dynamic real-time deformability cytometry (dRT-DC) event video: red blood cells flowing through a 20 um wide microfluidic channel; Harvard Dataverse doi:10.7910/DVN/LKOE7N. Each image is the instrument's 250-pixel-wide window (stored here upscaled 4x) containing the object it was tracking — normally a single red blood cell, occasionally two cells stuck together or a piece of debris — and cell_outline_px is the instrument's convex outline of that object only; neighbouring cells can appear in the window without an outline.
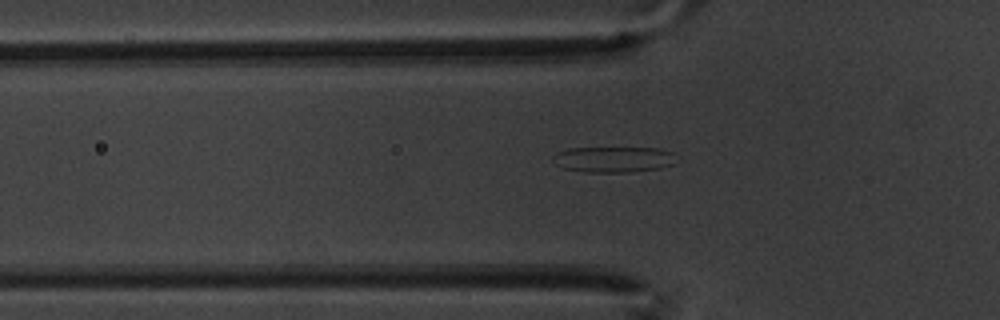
{"species": "common noctule bat (a hibernating species)", "species_latin": "Nyctalus noctula", "temperature_condition": "warm", "stored_images_in_passage": 54, "camera_frame_rate_fps": 3000, "um_per_image_px": 0.085, "animal": {"sex": "male", "body_mass_g": 20.1, "forearm_length_mm": 53.5}, "frame": {"image": 1, "passage_image": 20, "time_ms": 6.333, "image_size_px": [1000, 320], "cell_outline_px": [[676, 164], [660, 168], [632, 172], [584, 172], [564, 168], [556, 164], [552, 160], [552, 156], [556, 152], [568, 148], [656, 148], [676, 152]], "centroid_in_image_um": [52.19, 13.55], "position_along_channel_um": 73.6, "area_um2": 18.84}}
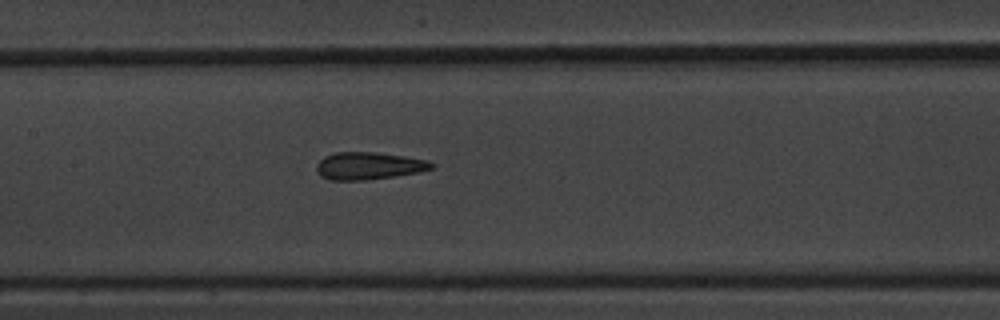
{"frame": {"image": 2, "passage_image": 29, "time_ms": 9.333, "image_size_px": [1000, 320], "cell_outline_px": [[436, 164], [432, 168], [420, 172], [396, 176], [364, 180], [328, 180], [320, 176], [316, 172], [316, 164], [324, 156], [336, 152], [376, 152], [404, 156], [428, 160]], "centroid_in_image_um": [31.33, 14.1], "position_along_channel_um": 176.1, "area_um2": 18.55}}
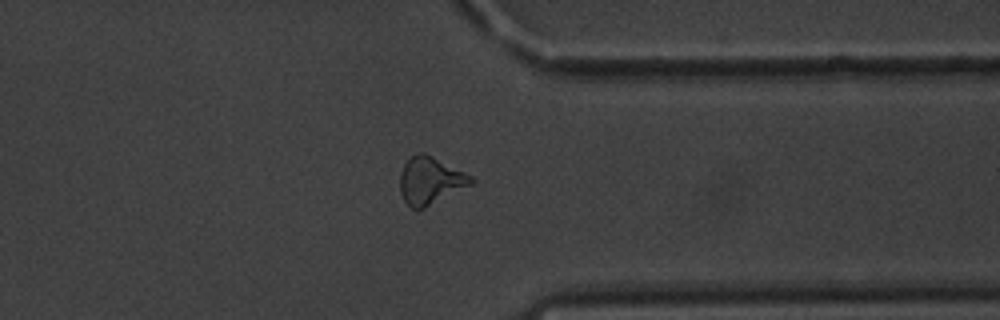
{"frame": {"image": 3, "passage_image": 47, "time_ms": 15.333, "image_size_px": [1000, 320], "cell_outline_px": [[476, 180], [472, 184], [424, 208], [412, 208], [404, 200], [400, 192], [400, 172], [404, 164], [412, 156], [420, 152], [424, 152], [472, 176]], "centroid_in_image_um": [36.57, 15.34], "position_along_channel_um": 374.8, "area_um2": 19.31}}